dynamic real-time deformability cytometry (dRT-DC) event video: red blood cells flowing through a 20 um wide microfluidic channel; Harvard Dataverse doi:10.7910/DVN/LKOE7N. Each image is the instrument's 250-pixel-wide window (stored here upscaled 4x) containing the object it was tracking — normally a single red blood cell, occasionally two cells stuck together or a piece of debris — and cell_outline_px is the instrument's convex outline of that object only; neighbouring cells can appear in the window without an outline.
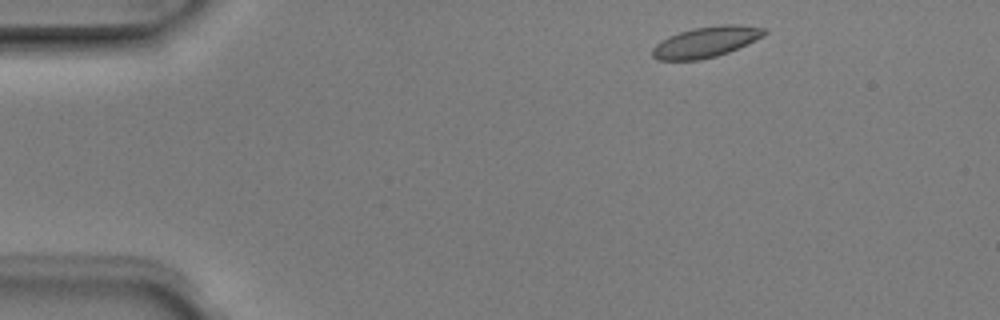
{"species": "Egyptian fruit bat (a non-hibernating species)", "species_latin": "Rousettus aegyptiacus", "temperature_condition": "room temperature", "stored_images_in_passage": 2, "camera_frame_rate_fps": 3000, "um_per_image_px": 0.085, "animal": {"sex": "male"}, "frame": {"image": 1, "passage_image": 1, "time_ms": 0.0, "image_size_px": [1000, 320], "cell_outline_px": [[768, 32], [764, 36], [728, 52], [716, 56], [700, 60], [656, 60], [652, 56], [652, 48], [656, 44], [668, 36], [692, 28], [720, 24], [740, 24], [764, 28]], "centroid_in_image_um": [60.0, 3.56], "position_along_channel_um": 25.0, "area_um2": 20.11}}